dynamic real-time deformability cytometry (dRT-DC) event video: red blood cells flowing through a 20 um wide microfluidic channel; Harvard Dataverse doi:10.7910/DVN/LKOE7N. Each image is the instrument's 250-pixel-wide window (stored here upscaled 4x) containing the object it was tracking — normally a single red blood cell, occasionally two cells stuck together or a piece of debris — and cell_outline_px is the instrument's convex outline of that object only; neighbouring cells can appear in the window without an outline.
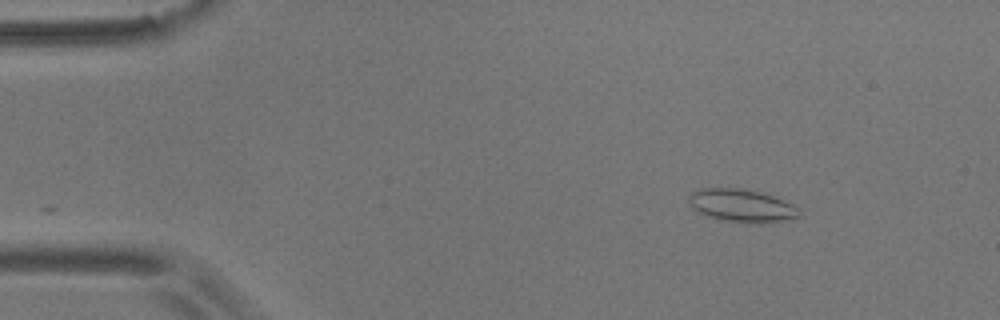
{"species": "common noctule bat (a hibernating species)", "species_latin": "Nyctalus noctula", "temperature_condition": "room temperature", "stored_images_in_passage": 50, "camera_frame_rate_fps": 3000, "um_per_image_px": 0.085, "animal": {"sex": "male", "body_mass_g": 17.9}, "frame": {"image": 1, "passage_image": 2, "time_ms": 0.333, "image_size_px": [1000, 320], "cell_outline_px": [[800, 216], [760, 224], [744, 224], [720, 220], [708, 216], [692, 208], [688, 200], [688, 196], [692, 192], [700, 188], [744, 188], [760, 192], [772, 196], [792, 204], [800, 208]], "centroid_in_image_um": [63.02, 17.48], "position_along_channel_um": 22.0, "area_um2": 21.33}}
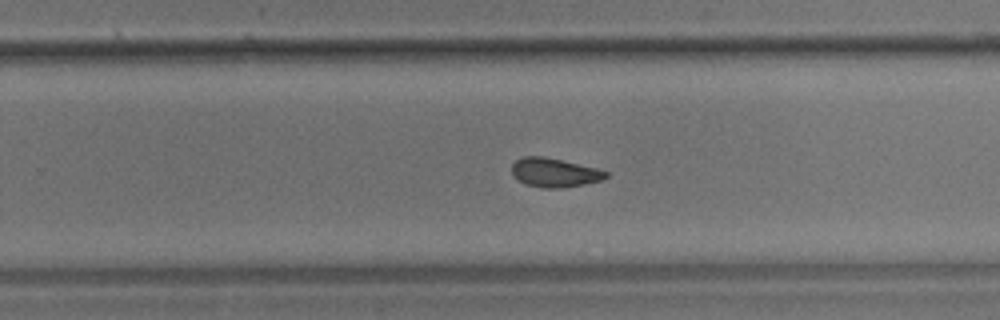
{"frame": {"image": 2, "passage_image": 30, "time_ms": 9.667, "image_size_px": [1000, 320], "cell_outline_px": [[608, 176], [600, 180], [564, 188], [540, 188], [524, 184], [512, 176], [512, 164], [520, 156], [544, 156], [596, 168], [608, 172]], "centroid_in_image_um": [47.06, 14.67], "position_along_channel_um": 282.7, "area_um2": 15.95}}
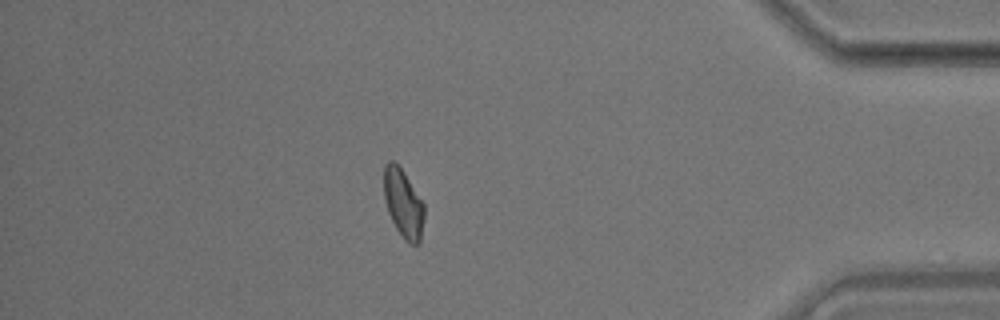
{"frame": {"image": 3, "passage_image": 43, "time_ms": 14.0, "image_size_px": [1000, 320], "cell_outline_px": [[424, 220], [420, 244], [408, 244], [404, 240], [396, 228], [388, 212], [384, 196], [384, 164], [388, 160], [392, 160], [404, 172], [424, 204]], "centroid_in_image_um": [34.28, 17.32], "position_along_channel_um": 400.9, "area_um2": 16.13}, "authors_computed_cell_mechanics": {"area_um2": 16.473, "velocity_mm_per_s": 3.6209, "shape_relaxation_time_tau1_ms": 5.1941, "shape_relaxation_time_tau2_ms": 2.5231, "deformation_change_tau1": 0.1159, "deformation_change_tau2": 0.0742}}